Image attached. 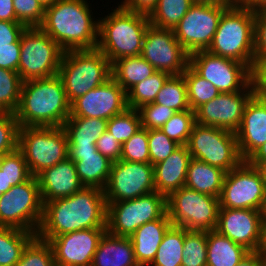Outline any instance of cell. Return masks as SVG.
Instances as JSON below:
<instances>
[{"mask_svg": "<svg viewBox=\"0 0 266 266\" xmlns=\"http://www.w3.org/2000/svg\"><path fill=\"white\" fill-rule=\"evenodd\" d=\"M120 160L150 163L147 129L141 128L122 144Z\"/></svg>", "mask_w": 266, "mask_h": 266, "instance_id": "cell-44", "label": "cell"}, {"mask_svg": "<svg viewBox=\"0 0 266 266\" xmlns=\"http://www.w3.org/2000/svg\"><path fill=\"white\" fill-rule=\"evenodd\" d=\"M254 95L252 82L242 91L220 93L195 110V123L236 133L247 102Z\"/></svg>", "mask_w": 266, "mask_h": 266, "instance_id": "cell-18", "label": "cell"}, {"mask_svg": "<svg viewBox=\"0 0 266 266\" xmlns=\"http://www.w3.org/2000/svg\"><path fill=\"white\" fill-rule=\"evenodd\" d=\"M18 149L36 177L68 158V138L63 127H19Z\"/></svg>", "mask_w": 266, "mask_h": 266, "instance_id": "cell-7", "label": "cell"}, {"mask_svg": "<svg viewBox=\"0 0 266 266\" xmlns=\"http://www.w3.org/2000/svg\"><path fill=\"white\" fill-rule=\"evenodd\" d=\"M106 205V231L114 236L129 237L143 224L167 213V197L156 191Z\"/></svg>", "mask_w": 266, "mask_h": 266, "instance_id": "cell-10", "label": "cell"}, {"mask_svg": "<svg viewBox=\"0 0 266 266\" xmlns=\"http://www.w3.org/2000/svg\"><path fill=\"white\" fill-rule=\"evenodd\" d=\"M22 83L18 72L0 68V106L8 113L18 109Z\"/></svg>", "mask_w": 266, "mask_h": 266, "instance_id": "cell-40", "label": "cell"}, {"mask_svg": "<svg viewBox=\"0 0 266 266\" xmlns=\"http://www.w3.org/2000/svg\"><path fill=\"white\" fill-rule=\"evenodd\" d=\"M128 108L127 92L111 77L70 104L69 117L111 119Z\"/></svg>", "mask_w": 266, "mask_h": 266, "instance_id": "cell-20", "label": "cell"}, {"mask_svg": "<svg viewBox=\"0 0 266 266\" xmlns=\"http://www.w3.org/2000/svg\"><path fill=\"white\" fill-rule=\"evenodd\" d=\"M181 266H206L207 232L185 229Z\"/></svg>", "mask_w": 266, "mask_h": 266, "instance_id": "cell-38", "label": "cell"}, {"mask_svg": "<svg viewBox=\"0 0 266 266\" xmlns=\"http://www.w3.org/2000/svg\"><path fill=\"white\" fill-rule=\"evenodd\" d=\"M1 171L7 178V191L12 186L27 181L32 175L28 169L23 153L17 148L5 155Z\"/></svg>", "mask_w": 266, "mask_h": 266, "instance_id": "cell-43", "label": "cell"}, {"mask_svg": "<svg viewBox=\"0 0 266 266\" xmlns=\"http://www.w3.org/2000/svg\"><path fill=\"white\" fill-rule=\"evenodd\" d=\"M141 56L156 71L170 75H181L189 65V54L176 39L174 31L151 24L142 41Z\"/></svg>", "mask_w": 266, "mask_h": 266, "instance_id": "cell-17", "label": "cell"}, {"mask_svg": "<svg viewBox=\"0 0 266 266\" xmlns=\"http://www.w3.org/2000/svg\"><path fill=\"white\" fill-rule=\"evenodd\" d=\"M36 178L43 204L69 197L84 187L78 177L75 164L69 157L43 170Z\"/></svg>", "mask_w": 266, "mask_h": 266, "instance_id": "cell-23", "label": "cell"}, {"mask_svg": "<svg viewBox=\"0 0 266 266\" xmlns=\"http://www.w3.org/2000/svg\"><path fill=\"white\" fill-rule=\"evenodd\" d=\"M266 59V10L255 11L254 60Z\"/></svg>", "mask_w": 266, "mask_h": 266, "instance_id": "cell-49", "label": "cell"}, {"mask_svg": "<svg viewBox=\"0 0 266 266\" xmlns=\"http://www.w3.org/2000/svg\"><path fill=\"white\" fill-rule=\"evenodd\" d=\"M170 76L167 72L156 71L147 79L137 83L127 92L128 107L137 110L145 104L153 103Z\"/></svg>", "mask_w": 266, "mask_h": 266, "instance_id": "cell-35", "label": "cell"}, {"mask_svg": "<svg viewBox=\"0 0 266 266\" xmlns=\"http://www.w3.org/2000/svg\"><path fill=\"white\" fill-rule=\"evenodd\" d=\"M185 228L171 225L149 266H181Z\"/></svg>", "mask_w": 266, "mask_h": 266, "instance_id": "cell-33", "label": "cell"}, {"mask_svg": "<svg viewBox=\"0 0 266 266\" xmlns=\"http://www.w3.org/2000/svg\"><path fill=\"white\" fill-rule=\"evenodd\" d=\"M112 78L128 92L156 70L141 55L121 58L111 64Z\"/></svg>", "mask_w": 266, "mask_h": 266, "instance_id": "cell-30", "label": "cell"}, {"mask_svg": "<svg viewBox=\"0 0 266 266\" xmlns=\"http://www.w3.org/2000/svg\"><path fill=\"white\" fill-rule=\"evenodd\" d=\"M19 124L14 113L0 118V152L8 154L18 148Z\"/></svg>", "mask_w": 266, "mask_h": 266, "instance_id": "cell-48", "label": "cell"}, {"mask_svg": "<svg viewBox=\"0 0 266 266\" xmlns=\"http://www.w3.org/2000/svg\"><path fill=\"white\" fill-rule=\"evenodd\" d=\"M155 191L153 165L124 160L112 163L103 189L106 203L134 199Z\"/></svg>", "mask_w": 266, "mask_h": 266, "instance_id": "cell-16", "label": "cell"}, {"mask_svg": "<svg viewBox=\"0 0 266 266\" xmlns=\"http://www.w3.org/2000/svg\"><path fill=\"white\" fill-rule=\"evenodd\" d=\"M141 126L147 130L160 129L176 112L157 103H149L137 109Z\"/></svg>", "mask_w": 266, "mask_h": 266, "instance_id": "cell-46", "label": "cell"}, {"mask_svg": "<svg viewBox=\"0 0 266 266\" xmlns=\"http://www.w3.org/2000/svg\"><path fill=\"white\" fill-rule=\"evenodd\" d=\"M189 65L220 93L244 90L251 82V69L244 63L217 56L206 51L189 55Z\"/></svg>", "mask_w": 266, "mask_h": 266, "instance_id": "cell-15", "label": "cell"}, {"mask_svg": "<svg viewBox=\"0 0 266 266\" xmlns=\"http://www.w3.org/2000/svg\"><path fill=\"white\" fill-rule=\"evenodd\" d=\"M154 103L171 108L175 112L190 110L184 76L171 75L157 93Z\"/></svg>", "mask_w": 266, "mask_h": 266, "instance_id": "cell-37", "label": "cell"}, {"mask_svg": "<svg viewBox=\"0 0 266 266\" xmlns=\"http://www.w3.org/2000/svg\"><path fill=\"white\" fill-rule=\"evenodd\" d=\"M106 228L83 229L53 237L49 243L55 262L72 266H91L98 243Z\"/></svg>", "mask_w": 266, "mask_h": 266, "instance_id": "cell-21", "label": "cell"}, {"mask_svg": "<svg viewBox=\"0 0 266 266\" xmlns=\"http://www.w3.org/2000/svg\"><path fill=\"white\" fill-rule=\"evenodd\" d=\"M7 192V178L0 169V197Z\"/></svg>", "mask_w": 266, "mask_h": 266, "instance_id": "cell-61", "label": "cell"}, {"mask_svg": "<svg viewBox=\"0 0 266 266\" xmlns=\"http://www.w3.org/2000/svg\"><path fill=\"white\" fill-rule=\"evenodd\" d=\"M193 4L192 0H158L148 16L149 22L152 26L173 30Z\"/></svg>", "mask_w": 266, "mask_h": 266, "instance_id": "cell-34", "label": "cell"}, {"mask_svg": "<svg viewBox=\"0 0 266 266\" xmlns=\"http://www.w3.org/2000/svg\"><path fill=\"white\" fill-rule=\"evenodd\" d=\"M14 114L19 127H62L70 116V103L61 77L24 81Z\"/></svg>", "mask_w": 266, "mask_h": 266, "instance_id": "cell-3", "label": "cell"}, {"mask_svg": "<svg viewBox=\"0 0 266 266\" xmlns=\"http://www.w3.org/2000/svg\"><path fill=\"white\" fill-rule=\"evenodd\" d=\"M20 47L18 74L23 82L58 74L64 51L40 27H26Z\"/></svg>", "mask_w": 266, "mask_h": 266, "instance_id": "cell-9", "label": "cell"}, {"mask_svg": "<svg viewBox=\"0 0 266 266\" xmlns=\"http://www.w3.org/2000/svg\"><path fill=\"white\" fill-rule=\"evenodd\" d=\"M195 124V111L176 112L160 130L179 145H187Z\"/></svg>", "mask_w": 266, "mask_h": 266, "instance_id": "cell-41", "label": "cell"}, {"mask_svg": "<svg viewBox=\"0 0 266 266\" xmlns=\"http://www.w3.org/2000/svg\"><path fill=\"white\" fill-rule=\"evenodd\" d=\"M246 161L256 167L266 162V143L258 148Z\"/></svg>", "mask_w": 266, "mask_h": 266, "instance_id": "cell-58", "label": "cell"}, {"mask_svg": "<svg viewBox=\"0 0 266 266\" xmlns=\"http://www.w3.org/2000/svg\"><path fill=\"white\" fill-rule=\"evenodd\" d=\"M97 151L96 145H69L68 155L96 153Z\"/></svg>", "mask_w": 266, "mask_h": 266, "instance_id": "cell-59", "label": "cell"}, {"mask_svg": "<svg viewBox=\"0 0 266 266\" xmlns=\"http://www.w3.org/2000/svg\"><path fill=\"white\" fill-rule=\"evenodd\" d=\"M255 11L233 6L221 16L208 52L246 64L254 65Z\"/></svg>", "mask_w": 266, "mask_h": 266, "instance_id": "cell-5", "label": "cell"}, {"mask_svg": "<svg viewBox=\"0 0 266 266\" xmlns=\"http://www.w3.org/2000/svg\"><path fill=\"white\" fill-rule=\"evenodd\" d=\"M192 1L194 3L221 5L229 8L237 5V0H192Z\"/></svg>", "mask_w": 266, "mask_h": 266, "instance_id": "cell-60", "label": "cell"}, {"mask_svg": "<svg viewBox=\"0 0 266 266\" xmlns=\"http://www.w3.org/2000/svg\"><path fill=\"white\" fill-rule=\"evenodd\" d=\"M44 9L53 5L57 0H38Z\"/></svg>", "mask_w": 266, "mask_h": 266, "instance_id": "cell-63", "label": "cell"}, {"mask_svg": "<svg viewBox=\"0 0 266 266\" xmlns=\"http://www.w3.org/2000/svg\"><path fill=\"white\" fill-rule=\"evenodd\" d=\"M5 153H1L0 152V169H1V167H2V163H3V160H4V158H5Z\"/></svg>", "mask_w": 266, "mask_h": 266, "instance_id": "cell-66", "label": "cell"}, {"mask_svg": "<svg viewBox=\"0 0 266 266\" xmlns=\"http://www.w3.org/2000/svg\"><path fill=\"white\" fill-rule=\"evenodd\" d=\"M148 146L150 163L155 164L164 161L180 145L170 139L160 129L148 130Z\"/></svg>", "mask_w": 266, "mask_h": 266, "instance_id": "cell-45", "label": "cell"}, {"mask_svg": "<svg viewBox=\"0 0 266 266\" xmlns=\"http://www.w3.org/2000/svg\"><path fill=\"white\" fill-rule=\"evenodd\" d=\"M58 75L71 104L112 77L111 63L97 48L70 50L63 53Z\"/></svg>", "mask_w": 266, "mask_h": 266, "instance_id": "cell-6", "label": "cell"}, {"mask_svg": "<svg viewBox=\"0 0 266 266\" xmlns=\"http://www.w3.org/2000/svg\"><path fill=\"white\" fill-rule=\"evenodd\" d=\"M36 233L11 227H0V266H15L27 244Z\"/></svg>", "mask_w": 266, "mask_h": 266, "instance_id": "cell-32", "label": "cell"}, {"mask_svg": "<svg viewBox=\"0 0 266 266\" xmlns=\"http://www.w3.org/2000/svg\"><path fill=\"white\" fill-rule=\"evenodd\" d=\"M0 20L19 22L13 7V0H0Z\"/></svg>", "mask_w": 266, "mask_h": 266, "instance_id": "cell-56", "label": "cell"}, {"mask_svg": "<svg viewBox=\"0 0 266 266\" xmlns=\"http://www.w3.org/2000/svg\"><path fill=\"white\" fill-rule=\"evenodd\" d=\"M91 266H139L131 239L106 231L98 243Z\"/></svg>", "mask_w": 266, "mask_h": 266, "instance_id": "cell-26", "label": "cell"}, {"mask_svg": "<svg viewBox=\"0 0 266 266\" xmlns=\"http://www.w3.org/2000/svg\"><path fill=\"white\" fill-rule=\"evenodd\" d=\"M182 75L186 82L188 104L191 110L195 111L220 94L210 81L201 77L190 65Z\"/></svg>", "mask_w": 266, "mask_h": 266, "instance_id": "cell-36", "label": "cell"}, {"mask_svg": "<svg viewBox=\"0 0 266 266\" xmlns=\"http://www.w3.org/2000/svg\"><path fill=\"white\" fill-rule=\"evenodd\" d=\"M158 0H122L118 6L127 11L149 16L157 6Z\"/></svg>", "mask_w": 266, "mask_h": 266, "instance_id": "cell-54", "label": "cell"}, {"mask_svg": "<svg viewBox=\"0 0 266 266\" xmlns=\"http://www.w3.org/2000/svg\"><path fill=\"white\" fill-rule=\"evenodd\" d=\"M108 120L91 117H69L63 124L68 145H95L107 130Z\"/></svg>", "mask_w": 266, "mask_h": 266, "instance_id": "cell-31", "label": "cell"}, {"mask_svg": "<svg viewBox=\"0 0 266 266\" xmlns=\"http://www.w3.org/2000/svg\"><path fill=\"white\" fill-rule=\"evenodd\" d=\"M248 252L244 246L216 230L207 232L206 266H236Z\"/></svg>", "mask_w": 266, "mask_h": 266, "instance_id": "cell-29", "label": "cell"}, {"mask_svg": "<svg viewBox=\"0 0 266 266\" xmlns=\"http://www.w3.org/2000/svg\"><path fill=\"white\" fill-rule=\"evenodd\" d=\"M107 205L102 189L83 187L73 195L43 204V216L36 233L42 240L92 228H106Z\"/></svg>", "mask_w": 266, "mask_h": 266, "instance_id": "cell-1", "label": "cell"}, {"mask_svg": "<svg viewBox=\"0 0 266 266\" xmlns=\"http://www.w3.org/2000/svg\"><path fill=\"white\" fill-rule=\"evenodd\" d=\"M43 216V203L37 178L12 186L0 197V227L37 233Z\"/></svg>", "mask_w": 266, "mask_h": 266, "instance_id": "cell-11", "label": "cell"}, {"mask_svg": "<svg viewBox=\"0 0 266 266\" xmlns=\"http://www.w3.org/2000/svg\"><path fill=\"white\" fill-rule=\"evenodd\" d=\"M258 169L260 170L262 176H263V179L265 181V184H266V162H263L259 167Z\"/></svg>", "mask_w": 266, "mask_h": 266, "instance_id": "cell-64", "label": "cell"}, {"mask_svg": "<svg viewBox=\"0 0 266 266\" xmlns=\"http://www.w3.org/2000/svg\"><path fill=\"white\" fill-rule=\"evenodd\" d=\"M219 199L220 208L266 212V184L258 167L242 161L227 172Z\"/></svg>", "mask_w": 266, "mask_h": 266, "instance_id": "cell-13", "label": "cell"}, {"mask_svg": "<svg viewBox=\"0 0 266 266\" xmlns=\"http://www.w3.org/2000/svg\"><path fill=\"white\" fill-rule=\"evenodd\" d=\"M238 150L246 161L258 148L266 143V100L255 94L247 102L243 120L236 132Z\"/></svg>", "mask_w": 266, "mask_h": 266, "instance_id": "cell-22", "label": "cell"}, {"mask_svg": "<svg viewBox=\"0 0 266 266\" xmlns=\"http://www.w3.org/2000/svg\"><path fill=\"white\" fill-rule=\"evenodd\" d=\"M226 173L227 172L218 167L211 166L204 161L191 158L184 186L196 190L199 193L219 198L222 192Z\"/></svg>", "mask_w": 266, "mask_h": 266, "instance_id": "cell-27", "label": "cell"}, {"mask_svg": "<svg viewBox=\"0 0 266 266\" xmlns=\"http://www.w3.org/2000/svg\"><path fill=\"white\" fill-rule=\"evenodd\" d=\"M252 85L256 96L266 97V59L254 60L251 70Z\"/></svg>", "mask_w": 266, "mask_h": 266, "instance_id": "cell-52", "label": "cell"}, {"mask_svg": "<svg viewBox=\"0 0 266 266\" xmlns=\"http://www.w3.org/2000/svg\"><path fill=\"white\" fill-rule=\"evenodd\" d=\"M171 225V220L166 213L162 218L143 224L129 236L139 266H149L152 263L162 238Z\"/></svg>", "mask_w": 266, "mask_h": 266, "instance_id": "cell-25", "label": "cell"}, {"mask_svg": "<svg viewBox=\"0 0 266 266\" xmlns=\"http://www.w3.org/2000/svg\"><path fill=\"white\" fill-rule=\"evenodd\" d=\"M74 162L80 182L85 187L104 189L111 171L112 161L99 151L80 155H68Z\"/></svg>", "mask_w": 266, "mask_h": 266, "instance_id": "cell-28", "label": "cell"}, {"mask_svg": "<svg viewBox=\"0 0 266 266\" xmlns=\"http://www.w3.org/2000/svg\"><path fill=\"white\" fill-rule=\"evenodd\" d=\"M53 266H72V265H66V264H61V263L54 262Z\"/></svg>", "mask_w": 266, "mask_h": 266, "instance_id": "cell-67", "label": "cell"}, {"mask_svg": "<svg viewBox=\"0 0 266 266\" xmlns=\"http://www.w3.org/2000/svg\"><path fill=\"white\" fill-rule=\"evenodd\" d=\"M266 256L259 251H249L236 266H265Z\"/></svg>", "mask_w": 266, "mask_h": 266, "instance_id": "cell-55", "label": "cell"}, {"mask_svg": "<svg viewBox=\"0 0 266 266\" xmlns=\"http://www.w3.org/2000/svg\"><path fill=\"white\" fill-rule=\"evenodd\" d=\"M237 6L252 11L266 10V0H237Z\"/></svg>", "mask_w": 266, "mask_h": 266, "instance_id": "cell-57", "label": "cell"}, {"mask_svg": "<svg viewBox=\"0 0 266 266\" xmlns=\"http://www.w3.org/2000/svg\"><path fill=\"white\" fill-rule=\"evenodd\" d=\"M191 158L187 145H180L164 161L155 164L153 170L156 192L168 197L181 189L186 182Z\"/></svg>", "mask_w": 266, "mask_h": 266, "instance_id": "cell-24", "label": "cell"}, {"mask_svg": "<svg viewBox=\"0 0 266 266\" xmlns=\"http://www.w3.org/2000/svg\"><path fill=\"white\" fill-rule=\"evenodd\" d=\"M192 158L229 172L243 159L238 150L236 133L195 123L187 143Z\"/></svg>", "mask_w": 266, "mask_h": 266, "instance_id": "cell-12", "label": "cell"}, {"mask_svg": "<svg viewBox=\"0 0 266 266\" xmlns=\"http://www.w3.org/2000/svg\"><path fill=\"white\" fill-rule=\"evenodd\" d=\"M97 150L112 162L121 158L122 144H120L108 131H105L96 141Z\"/></svg>", "mask_w": 266, "mask_h": 266, "instance_id": "cell-50", "label": "cell"}, {"mask_svg": "<svg viewBox=\"0 0 266 266\" xmlns=\"http://www.w3.org/2000/svg\"><path fill=\"white\" fill-rule=\"evenodd\" d=\"M20 51V38L15 43L0 45V68L18 72Z\"/></svg>", "mask_w": 266, "mask_h": 266, "instance_id": "cell-51", "label": "cell"}, {"mask_svg": "<svg viewBox=\"0 0 266 266\" xmlns=\"http://www.w3.org/2000/svg\"><path fill=\"white\" fill-rule=\"evenodd\" d=\"M16 19L26 27H39L44 19L45 9L38 0H13Z\"/></svg>", "mask_w": 266, "mask_h": 266, "instance_id": "cell-47", "label": "cell"}, {"mask_svg": "<svg viewBox=\"0 0 266 266\" xmlns=\"http://www.w3.org/2000/svg\"><path fill=\"white\" fill-rule=\"evenodd\" d=\"M264 216V211L256 209L220 208L215 230L249 251H259L263 242Z\"/></svg>", "mask_w": 266, "mask_h": 266, "instance_id": "cell-19", "label": "cell"}, {"mask_svg": "<svg viewBox=\"0 0 266 266\" xmlns=\"http://www.w3.org/2000/svg\"><path fill=\"white\" fill-rule=\"evenodd\" d=\"M142 128L138 110L127 108L120 114L113 116L107 122V130L113 137L123 144Z\"/></svg>", "mask_w": 266, "mask_h": 266, "instance_id": "cell-39", "label": "cell"}, {"mask_svg": "<svg viewBox=\"0 0 266 266\" xmlns=\"http://www.w3.org/2000/svg\"><path fill=\"white\" fill-rule=\"evenodd\" d=\"M98 20L97 49L111 64L121 58L141 55L142 41L150 25L147 15L117 6Z\"/></svg>", "mask_w": 266, "mask_h": 266, "instance_id": "cell-4", "label": "cell"}, {"mask_svg": "<svg viewBox=\"0 0 266 266\" xmlns=\"http://www.w3.org/2000/svg\"><path fill=\"white\" fill-rule=\"evenodd\" d=\"M26 29L20 22H9L0 20V45L15 43Z\"/></svg>", "mask_w": 266, "mask_h": 266, "instance_id": "cell-53", "label": "cell"}, {"mask_svg": "<svg viewBox=\"0 0 266 266\" xmlns=\"http://www.w3.org/2000/svg\"><path fill=\"white\" fill-rule=\"evenodd\" d=\"M8 112L0 106V118L4 117Z\"/></svg>", "mask_w": 266, "mask_h": 266, "instance_id": "cell-65", "label": "cell"}, {"mask_svg": "<svg viewBox=\"0 0 266 266\" xmlns=\"http://www.w3.org/2000/svg\"><path fill=\"white\" fill-rule=\"evenodd\" d=\"M261 251L266 256V212H265V216H264L263 242H262Z\"/></svg>", "mask_w": 266, "mask_h": 266, "instance_id": "cell-62", "label": "cell"}, {"mask_svg": "<svg viewBox=\"0 0 266 266\" xmlns=\"http://www.w3.org/2000/svg\"><path fill=\"white\" fill-rule=\"evenodd\" d=\"M87 1L57 0L45 9L44 19L39 27L64 52L97 48L99 20H94L91 4Z\"/></svg>", "mask_w": 266, "mask_h": 266, "instance_id": "cell-2", "label": "cell"}, {"mask_svg": "<svg viewBox=\"0 0 266 266\" xmlns=\"http://www.w3.org/2000/svg\"><path fill=\"white\" fill-rule=\"evenodd\" d=\"M229 7L194 3L173 29L176 39L185 51H206L212 43L222 14Z\"/></svg>", "mask_w": 266, "mask_h": 266, "instance_id": "cell-14", "label": "cell"}, {"mask_svg": "<svg viewBox=\"0 0 266 266\" xmlns=\"http://www.w3.org/2000/svg\"><path fill=\"white\" fill-rule=\"evenodd\" d=\"M220 199L183 186L167 197V214L172 225L192 231L216 228Z\"/></svg>", "mask_w": 266, "mask_h": 266, "instance_id": "cell-8", "label": "cell"}, {"mask_svg": "<svg viewBox=\"0 0 266 266\" xmlns=\"http://www.w3.org/2000/svg\"><path fill=\"white\" fill-rule=\"evenodd\" d=\"M54 262L51 244L35 236L27 244L15 266H53Z\"/></svg>", "mask_w": 266, "mask_h": 266, "instance_id": "cell-42", "label": "cell"}]
</instances>
